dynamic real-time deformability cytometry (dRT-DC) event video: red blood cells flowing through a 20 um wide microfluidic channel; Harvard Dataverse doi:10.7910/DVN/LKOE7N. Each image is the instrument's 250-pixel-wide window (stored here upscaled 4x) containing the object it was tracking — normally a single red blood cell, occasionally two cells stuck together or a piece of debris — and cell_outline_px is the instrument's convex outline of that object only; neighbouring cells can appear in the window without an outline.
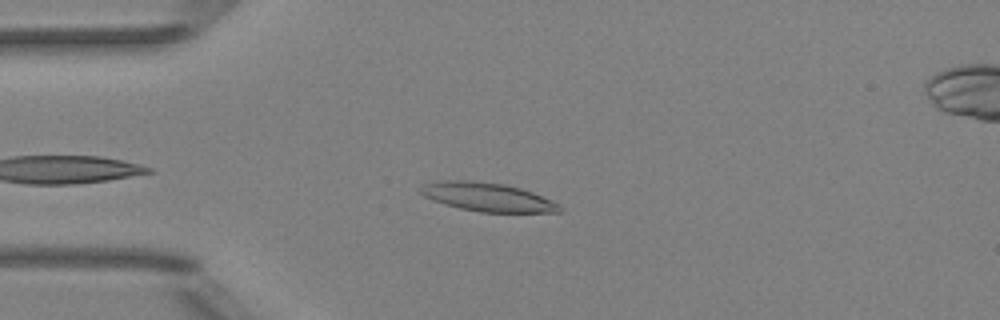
{"species": "Egyptian fruit bat (a non-hibernating species)", "species_latin": "Rousettus aegyptiacus", "temperature_condition": "room temperature", "stored_images_in_passage": 41, "camera_frame_rate_fps": 3000, "um_per_image_px": 0.085, "animal": {"sex": "female"}, "frame": {"image": 1, "passage_image": 6, "time_ms": 1.667, "image_size_px": [1000, 320], "cell_outline_px": [[564, 212], [480, 212], [460, 208], [444, 204], [432, 200], [424, 196], [420, 192], [420, 188], [424, 184], [436, 180], [472, 180], [504, 184], [520, 188], [532, 192], [564, 208]], "centroid_in_image_um": [41.38, 16.74], "position_along_channel_um": 43.6, "area_um2": 23.12}}
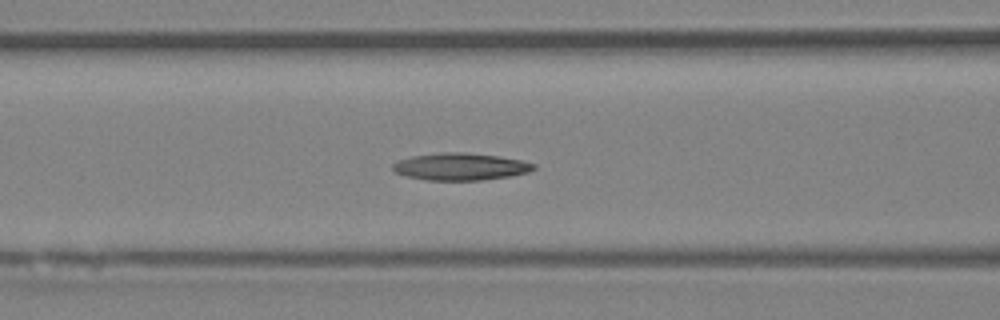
{"frame": {"image": 2, "passage_image": 14, "time_ms": 4.333, "image_size_px": [1000, 320], "cell_outline_px": [[536, 168], [528, 172], [512, 176], [484, 180], [428, 180], [408, 176], [396, 172], [392, 168], [392, 164], [400, 160], [412, 156], [444, 152], [464, 152], [496, 156], [520, 160], [536, 164]], "centroid_in_image_um": [39.17, 14.17], "position_along_channel_um": 127.4, "area_um2": 22.14}}
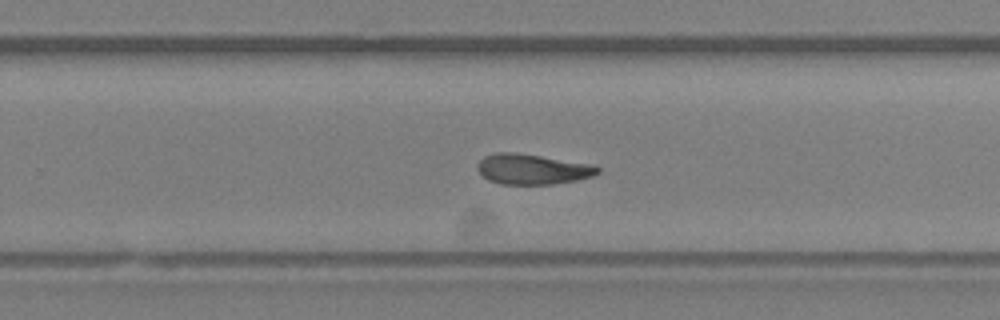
{"frame": {"image": 3, "passage_image": 26, "time_ms": 8.333, "image_size_px": [1000, 320], "cell_outline_px": [[600, 172], [592, 176], [576, 180], [552, 184], [500, 184], [488, 180], [476, 168], [476, 164], [484, 156], [496, 152], [516, 152], [592, 164], [600, 168]], "centroid_in_image_um": [45.23, 14.37], "position_along_channel_um": 284.6, "area_um2": 21.27}, "authors_computed_cell_mechanics": {"area_um2": 22.1374, "velocity_mm_per_s": 3.9536, "shape_relaxation_time_tau1_ms": null, "shape_relaxation_time_tau2_ms": 7.9035, "deformation_change_tau1": null, "deformation_change_tau2": 0.1882}}